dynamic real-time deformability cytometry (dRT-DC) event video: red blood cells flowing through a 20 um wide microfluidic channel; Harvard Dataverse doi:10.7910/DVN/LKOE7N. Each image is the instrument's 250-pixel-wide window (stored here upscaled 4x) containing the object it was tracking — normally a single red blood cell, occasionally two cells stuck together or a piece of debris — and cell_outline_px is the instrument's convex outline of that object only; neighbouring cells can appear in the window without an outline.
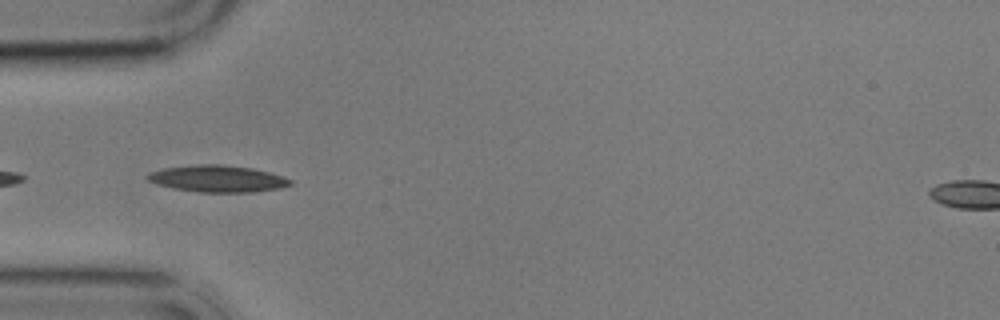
{"species": "common noctule bat (a hibernating species)", "species_latin": "Nyctalus noctula", "temperature_condition": "cold", "stored_images_in_passage": 5, "camera_frame_rate_fps": 3000, "um_per_image_px": 0.085, "animal": {"sex": "male", "body_mass_g": 17.9}, "frame": {"image": 1, "passage_image": 4, "time_ms": 3.667, "image_size_px": [1000, 320], "cell_outline_px": [[292, 184], [280, 188], [252, 192], [200, 192], [172, 188], [156, 184], [148, 180], [144, 176], [152, 172], [164, 168], [196, 164], [220, 164], [252, 168], [284, 176], [292, 180]], "centroid_in_image_um": [18.49, 15.19], "position_along_channel_um": 66.5, "area_um2": 22.25}}
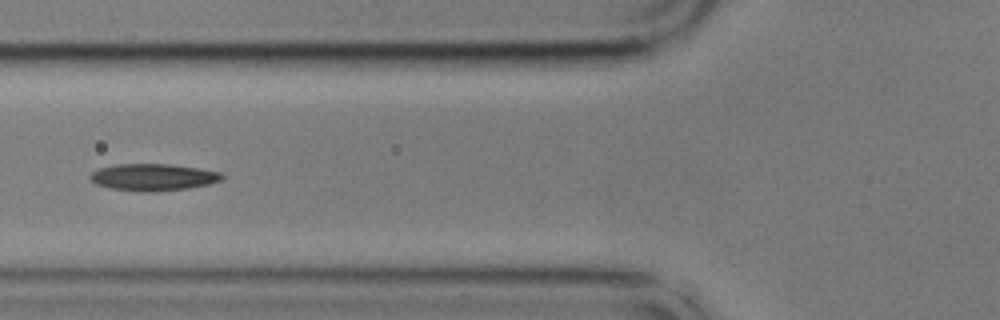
{"frame": {"image": 2, "passage_image": 5, "time_ms": 5.0, "image_size_px": [1000, 320], "cell_outline_px": [[224, 176], [220, 180], [208, 184], [188, 188], [152, 192], [140, 192], [112, 188], [96, 184], [88, 176], [92, 172], [100, 168], [116, 164], [168, 164], [200, 168], [224, 172]], "centroid_in_image_um": [13.04, 15.06], "position_along_channel_um": 112.8, "area_um2": 20.69}}